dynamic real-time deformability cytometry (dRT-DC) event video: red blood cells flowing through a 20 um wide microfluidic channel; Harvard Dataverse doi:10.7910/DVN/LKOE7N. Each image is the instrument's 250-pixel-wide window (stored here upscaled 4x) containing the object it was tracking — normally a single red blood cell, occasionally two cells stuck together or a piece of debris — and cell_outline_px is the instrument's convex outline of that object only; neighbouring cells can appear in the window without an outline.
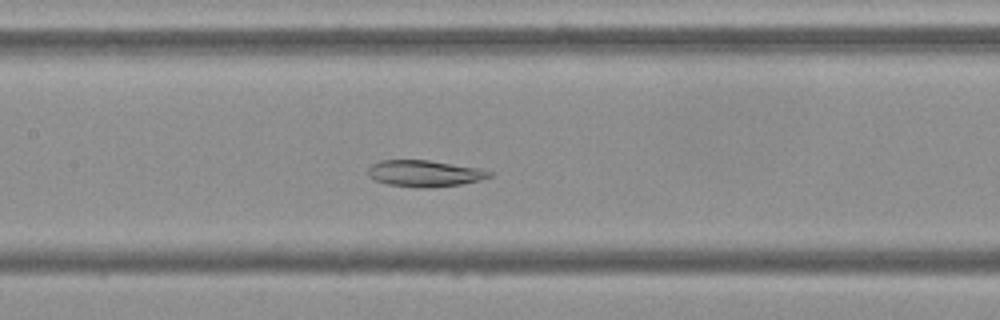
{"species": "Egyptian fruit bat (a non-hibernating species)", "species_latin": "Rousettus aegyptiacus", "temperature_condition": "cold", "stored_images_in_passage": 55, "camera_frame_rate_fps": 3000, "um_per_image_px": 0.085, "frame": {"image": 1, "passage_image": 26, "time_ms": 8.333, "image_size_px": [1000, 320], "cell_outline_px": [[492, 176], [480, 180], [460, 184], [424, 188], [416, 188], [388, 184], [376, 180], [368, 176], [368, 168], [372, 164], [380, 160], [428, 160], [480, 168], [492, 172]], "centroid_in_image_um": [36.08, 14.74], "position_along_channel_um": 171.3, "area_um2": 18.67}}
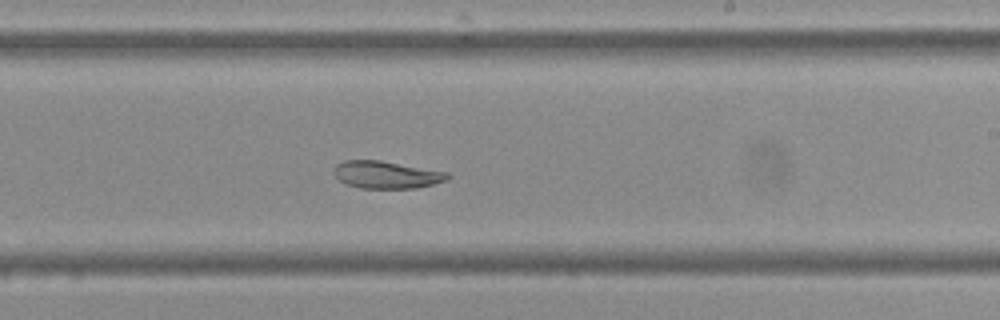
{"frame": {"image": 2, "passage_image": 33, "time_ms": 10.667, "image_size_px": [1000, 320], "cell_outline_px": [[452, 176], [448, 180], [416, 188], [360, 188], [344, 184], [332, 172], [336, 164], [344, 160], [380, 160], [448, 172]], "centroid_in_image_um": [32.84, 14.85], "position_along_channel_um": 256.2, "area_um2": 18.26}}
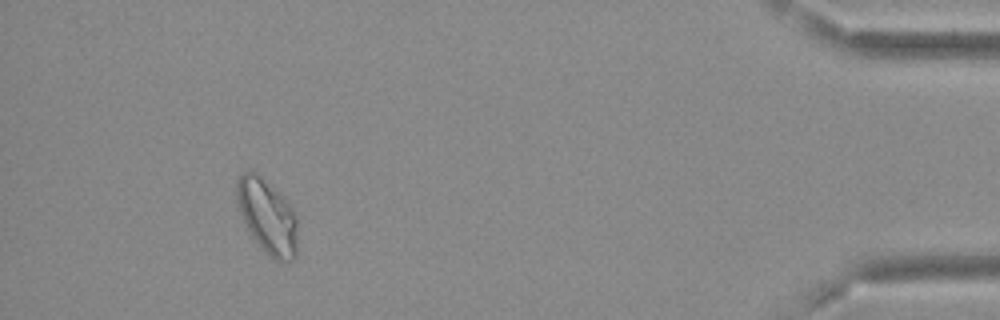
{"frame": {"image": 3, "passage_image": 51, "time_ms": 16.667, "image_size_px": [1000, 320], "cell_outline_px": [[296, 256], [292, 260], [276, 260], [264, 252], [252, 236], [240, 212], [236, 200], [236, 180], [240, 172], [252, 172], [284, 196], [292, 208], [296, 216]], "centroid_in_image_um": [22.71, 18.4], "position_along_channel_um": 412.5, "area_um2": 25.89}}